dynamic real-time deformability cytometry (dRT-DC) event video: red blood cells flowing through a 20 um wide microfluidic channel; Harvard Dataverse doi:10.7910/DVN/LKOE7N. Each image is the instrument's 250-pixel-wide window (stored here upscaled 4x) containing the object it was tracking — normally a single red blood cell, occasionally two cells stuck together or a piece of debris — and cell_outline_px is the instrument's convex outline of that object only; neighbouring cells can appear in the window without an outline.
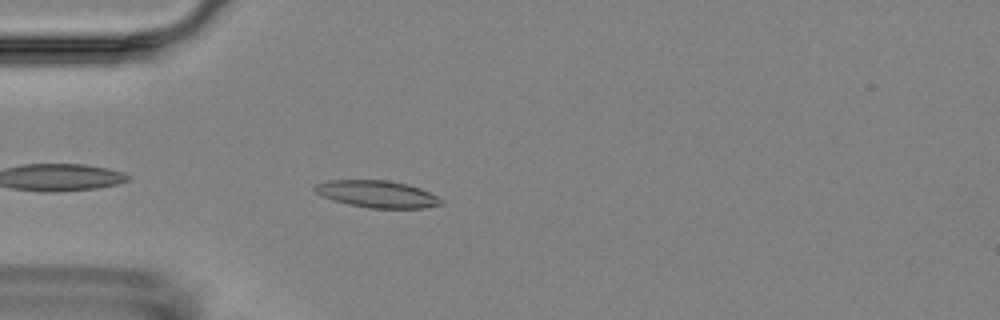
{"species": "Egyptian fruit bat (a non-hibernating species)", "species_latin": "Rousettus aegyptiacus", "temperature_condition": "room temperature", "stored_images_in_passage": 3, "camera_frame_rate_fps": 3000, "um_per_image_px": 0.085, "animal": {"sex": "female"}, "frame": {"image": 1, "passage_image": 3, "time_ms": 3.333, "image_size_px": [1000, 320], "cell_outline_px": [[444, 204], [424, 208], [368, 208], [348, 204], [332, 200], [316, 192], [312, 188], [316, 184], [328, 180], [388, 180], [408, 184], [420, 188], [444, 200]], "centroid_in_image_um": [32.07, 16.49], "position_along_channel_um": 52.9, "area_um2": 19.94}}